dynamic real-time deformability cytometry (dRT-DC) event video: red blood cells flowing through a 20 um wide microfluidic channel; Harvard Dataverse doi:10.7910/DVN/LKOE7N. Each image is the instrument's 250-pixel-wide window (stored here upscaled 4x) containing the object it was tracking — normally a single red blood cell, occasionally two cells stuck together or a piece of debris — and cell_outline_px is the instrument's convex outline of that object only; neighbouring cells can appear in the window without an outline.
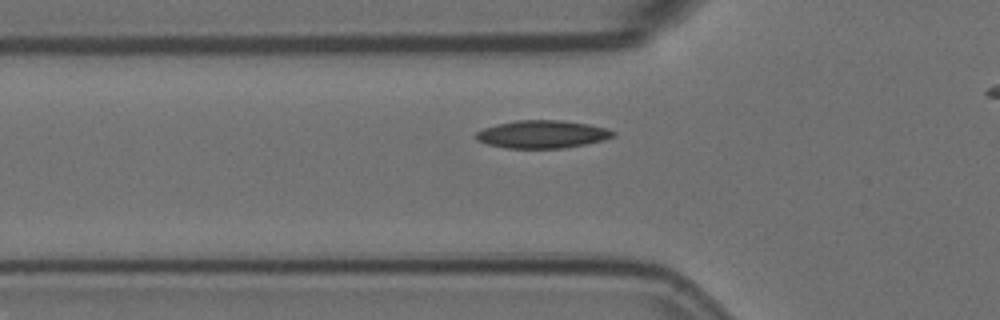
{"species": "Egyptian fruit bat (a non-hibernating species)", "species_latin": "Rousettus aegyptiacus", "temperature_condition": "room temperature", "stored_images_in_passage": 40, "camera_frame_rate_fps": 3000, "um_per_image_px": 0.085, "animal": {"sex": "female"}, "frame": {"image": 1, "passage_image": 9, "time_ms": 2.667, "image_size_px": [1000, 320], "cell_outline_px": [[616, 136], [584, 144], [560, 148], [508, 148], [488, 144], [476, 140], [472, 136], [476, 132], [484, 128], [496, 124], [516, 120], [564, 120], [588, 124], [608, 128], [616, 132]], "centroid_in_image_um": [46.06, 11.4], "position_along_channel_um": 79.7, "area_um2": 22.25}}
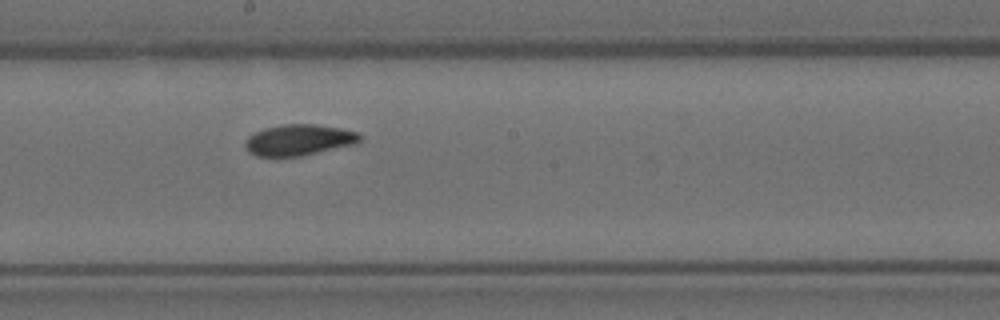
{"frame": {"image": 2, "passage_image": 21, "time_ms": 6.667, "image_size_px": [1000, 320], "cell_outline_px": [[364, 136], [356, 144], [300, 156], [256, 156], [248, 152], [244, 144], [248, 136], [264, 128], [284, 124], [316, 124], [340, 128], [356, 132]], "centroid_in_image_um": [25.41, 11.89], "position_along_channel_um": 222.8, "area_um2": 20.75}}
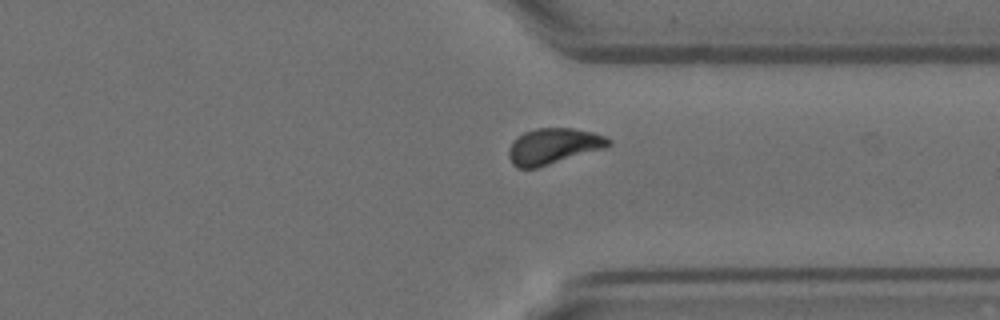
{"frame": {"image": 3, "passage_image": 33, "time_ms": 10.667, "image_size_px": [1000, 320], "cell_outline_px": [[612, 144], [604, 148], [536, 168], [516, 168], [512, 164], [508, 156], [508, 152], [512, 140], [524, 132], [536, 128], [572, 128], [596, 132], [612, 140]], "centroid_in_image_um": [47.02, 12.41], "position_along_channel_um": 364.4, "area_um2": 20.92}, "authors_computed_cell_mechanics": {"area_um2": 20.6924, "velocity_mm_per_s": 3.5545, "shape_relaxation_time_tau1_ms": 7.0802, "shape_relaxation_time_tau2_ms": 3.6994, "deformation_change_tau1": 0.161, "deformation_change_tau2": 0.0747}}